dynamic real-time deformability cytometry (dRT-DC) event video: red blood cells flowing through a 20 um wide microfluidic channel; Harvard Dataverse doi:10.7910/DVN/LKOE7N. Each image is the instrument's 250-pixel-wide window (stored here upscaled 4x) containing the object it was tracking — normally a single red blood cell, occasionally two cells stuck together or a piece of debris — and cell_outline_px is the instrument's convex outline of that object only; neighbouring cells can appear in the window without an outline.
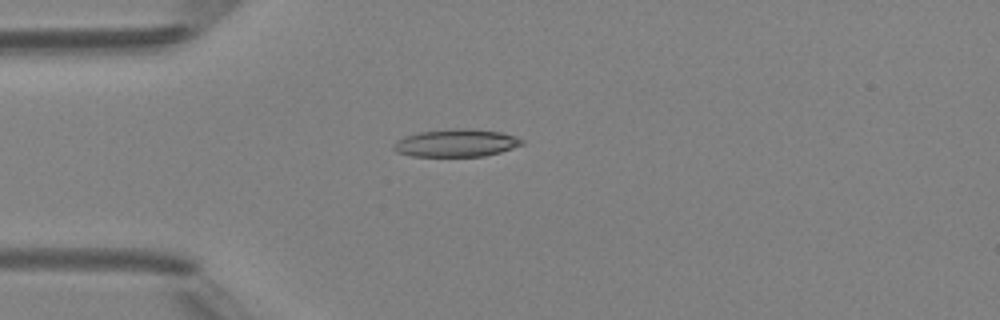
{"species": "Egyptian fruit bat (a non-hibernating species)", "species_latin": "Rousettus aegyptiacus", "temperature_condition": "room temperature", "stored_images_in_passage": 4, "camera_frame_rate_fps": 3000, "um_per_image_px": 0.085, "animal": {"sex": "female"}, "frame": {"image": 1, "passage_image": 3, "time_ms": 2.333, "image_size_px": [1000, 320], "cell_outline_px": [[524, 144], [500, 152], [484, 156], [412, 156], [396, 152], [392, 148], [392, 144], [396, 140], [404, 136], [420, 132], [456, 128], [472, 128], [500, 132], [516, 136], [524, 140]], "centroid_in_image_um": [38.76, 12.15], "position_along_channel_um": 46.2, "area_um2": 20.81}}